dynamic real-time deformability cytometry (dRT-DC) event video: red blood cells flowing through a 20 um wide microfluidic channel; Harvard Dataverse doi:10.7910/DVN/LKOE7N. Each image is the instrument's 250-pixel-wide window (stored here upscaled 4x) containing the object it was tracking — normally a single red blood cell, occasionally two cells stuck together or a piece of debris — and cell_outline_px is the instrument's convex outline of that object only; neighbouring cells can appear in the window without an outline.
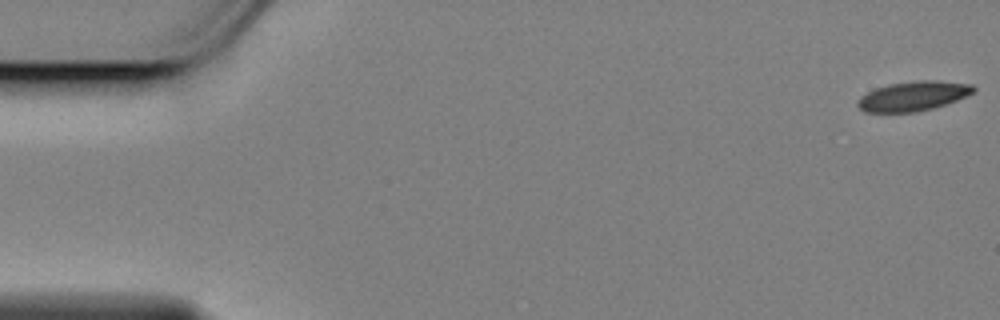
{"species": "Egyptian fruit bat (a non-hibernating species)", "species_latin": "Rousettus aegyptiacus", "temperature_condition": "cold", "stored_images_in_passage": 51, "camera_frame_rate_fps": 3000, "um_per_image_px": 0.085, "animal": {"sex": "female"}, "frame": {"image": 1, "passage_image": 1, "time_ms": 0.0, "image_size_px": [1000, 320], "cell_outline_px": [[976, 92], [956, 100], [932, 108], [916, 112], [864, 112], [856, 104], [856, 100], [860, 96], [876, 88], [888, 84], [916, 80], [936, 80], [972, 84], [976, 88]], "centroid_in_image_um": [77.62, 8.16], "position_along_channel_um": 7.4, "area_um2": 20.06}}
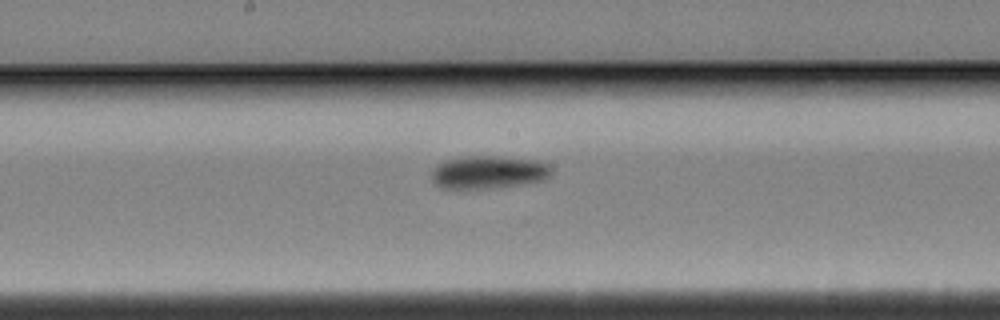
{"frame": {"image": 2, "passage_image": 30, "time_ms": 9.667, "image_size_px": [1000, 320], "cell_outline_px": [[552, 176], [544, 180], [520, 184], [488, 188], [440, 188], [432, 180], [432, 168], [436, 164], [448, 160], [468, 156], [496, 156], [536, 160], [548, 164], [552, 168]], "centroid_in_image_um": [41.53, 14.63], "position_along_channel_um": 206.7, "area_um2": 22.95}}
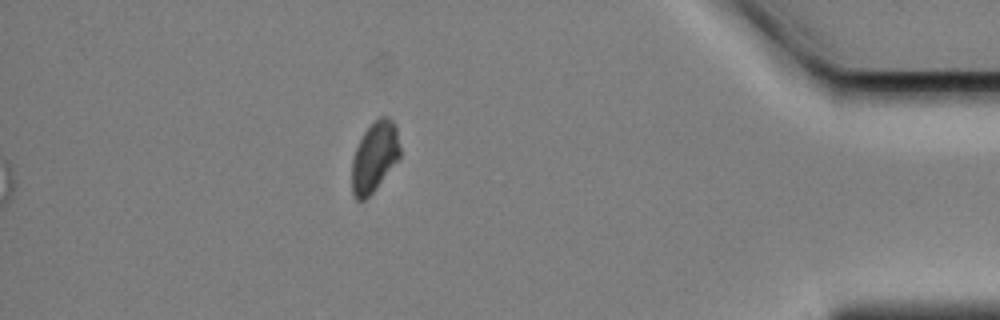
{"frame": {"image": 3, "passage_image": 51, "time_ms": 16.667, "image_size_px": [1000, 320], "cell_outline_px": [[400, 156], [376, 188], [364, 200], [356, 200], [352, 192], [352, 160], [356, 148], [364, 132], [380, 116], [388, 116], [396, 124], [400, 144]], "centroid_in_image_um": [31.84, 13.31], "position_along_channel_um": 403.4, "area_um2": 19.48}, "authors_computed_cell_mechanics": {"area_um2": 21.675, "velocity_mm_per_s": 3.439, "shape_relaxation_time_tau1_ms": 4.2875, "shape_relaxation_time_tau2_ms": null, "deformation_change_tau1": 0.0836, "deformation_change_tau2": null}}